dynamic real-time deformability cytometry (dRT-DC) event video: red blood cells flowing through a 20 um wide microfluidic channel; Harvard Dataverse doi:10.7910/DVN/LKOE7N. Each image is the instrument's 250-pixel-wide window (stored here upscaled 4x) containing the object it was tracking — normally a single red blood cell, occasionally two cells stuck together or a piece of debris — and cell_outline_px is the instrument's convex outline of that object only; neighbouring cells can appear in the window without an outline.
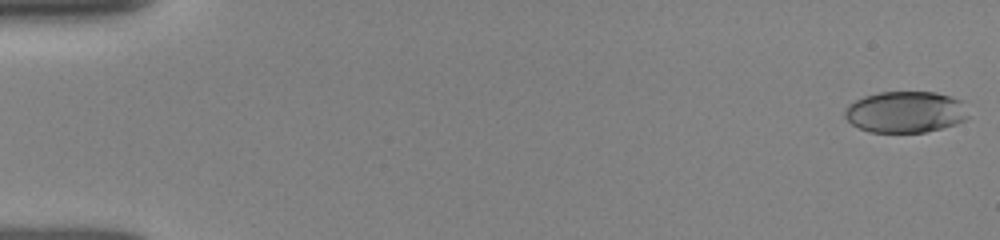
{"species": "human", "species_latin": "Homo sapiens", "temperature_condition": "room temperature", "stored_images_in_passage": 51, "camera_frame_rate_fps": 3000, "um_per_image_px": 0.085, "donor": {"sex": "female"}, "frame": {"image": 1, "passage_image": 1, "time_ms": 0.0, "image_size_px": [1000, 240], "cell_outline_px": [[968, 116], [964, 120], [956, 124], [924, 132], [868, 132], [852, 124], [844, 116], [844, 108], [848, 104], [864, 96], [880, 92], [936, 92], [960, 100]], "centroid_in_image_um": [76.91, 9.52], "position_along_channel_um": 8.1, "area_um2": 29.59}}
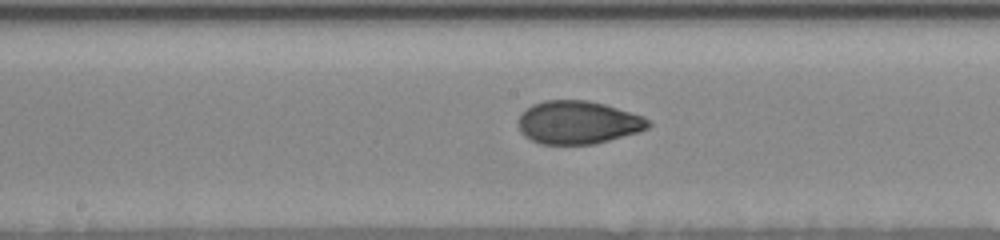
{"frame": {"image": 2, "passage_image": 27, "time_ms": 8.667, "image_size_px": [1000, 240], "cell_outline_px": [[652, 124], [648, 128], [636, 132], [608, 140], [592, 144], [540, 144], [524, 136], [520, 132], [516, 124], [516, 120], [520, 112], [532, 104], [544, 100], [588, 100], [604, 104], [644, 116], [652, 120]], "centroid_in_image_um": [49.08, 10.39], "position_along_channel_um": 199.1, "area_um2": 32.95}}
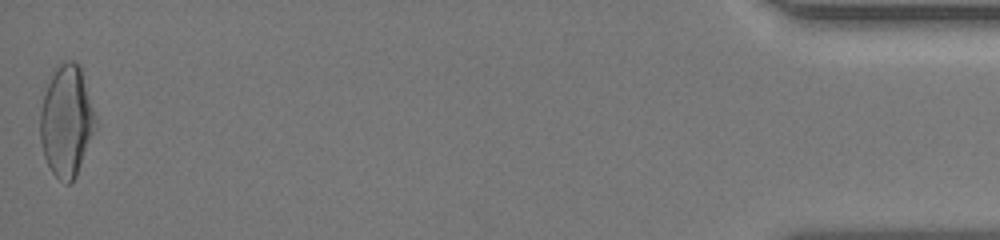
{"frame": {"image": 3, "passage_image": 51, "time_ms": 16.667, "image_size_px": [1000, 240], "cell_outline_px": [[96, 124], [76, 176], [68, 184], [64, 184], [52, 172], [44, 156], [40, 140], [40, 112], [44, 96], [48, 84], [56, 68], [64, 60], [72, 60], [80, 64], [96, 120]], "centroid_in_image_um": [5.64, 10.28], "position_along_channel_um": 429.6, "area_um2": 35.2}, "authors_computed_cell_mechanics": {"area_um2": 32.3102, "velocity_mm_per_s": 3.9642, "shape_relaxation_time_tau1_ms": 3.2062, "shape_relaxation_time_tau2_ms": 1.284, "deformation_change_tau1": 0.1528, "deformation_change_tau2": 0.0517}}